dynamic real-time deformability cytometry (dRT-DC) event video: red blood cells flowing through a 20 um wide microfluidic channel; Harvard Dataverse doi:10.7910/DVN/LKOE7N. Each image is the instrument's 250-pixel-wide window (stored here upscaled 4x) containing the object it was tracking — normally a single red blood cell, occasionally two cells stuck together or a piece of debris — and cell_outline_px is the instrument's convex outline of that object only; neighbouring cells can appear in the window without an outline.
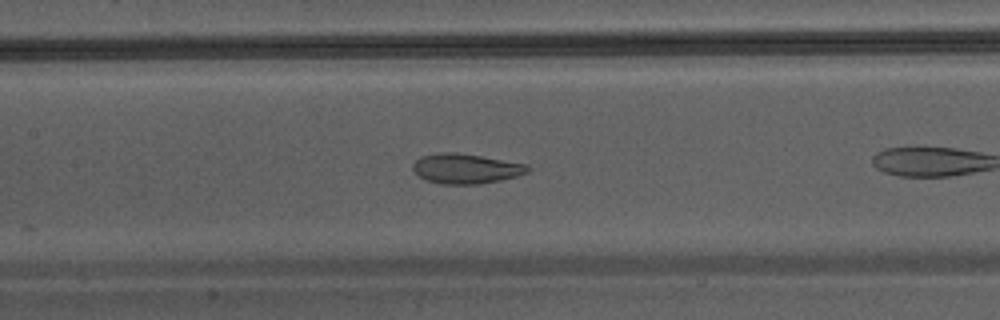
{"species": "Egyptian fruit bat (a non-hibernating species)", "species_latin": "Rousettus aegyptiacus", "temperature_condition": "warm", "stored_images_in_passage": 29, "camera_frame_rate_fps": 3000, "um_per_image_px": 0.085, "animal": {"sex": "male"}, "frame": {"image": 1, "passage_image": 13, "time_ms": 4.0, "image_size_px": [1000, 320], "cell_outline_px": [[532, 168], [528, 172], [516, 176], [500, 180], [480, 184], [444, 184], [428, 180], [420, 176], [412, 168], [412, 164], [420, 156], [444, 152], [456, 152], [528, 164]], "centroid_in_image_um": [39.62, 14.33], "position_along_channel_um": 167.8, "area_um2": 19.88}}